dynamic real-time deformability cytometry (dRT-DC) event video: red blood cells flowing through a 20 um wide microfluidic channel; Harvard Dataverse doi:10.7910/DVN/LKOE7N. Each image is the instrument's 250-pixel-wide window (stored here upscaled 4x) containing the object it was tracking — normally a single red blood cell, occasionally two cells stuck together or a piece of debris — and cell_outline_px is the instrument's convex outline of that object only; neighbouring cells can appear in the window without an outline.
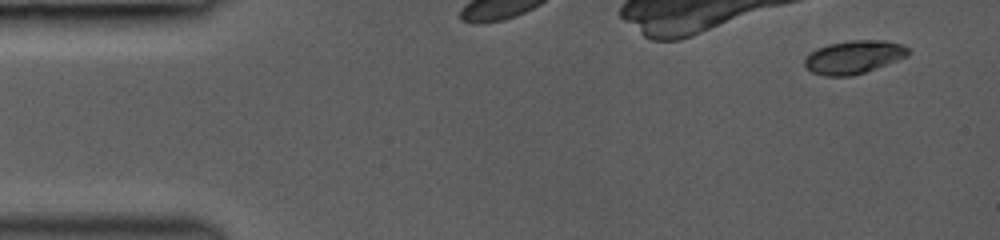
{"species": "common noctule bat (a hibernating species)", "species_latin": "Nyctalus noctula", "temperature_condition": "room temperature", "stored_images_in_passage": 16, "camera_frame_rate_fps": 3000, "um_per_image_px": 0.085, "animal": {"sex": "female", "body_mass_g": 19.0, "forearm_length_mm": 53.3}, "frame": {"image": 1, "passage_image": 1, "time_ms": 0.0, "image_size_px": [1000, 240], "cell_outline_px": [[912, 52], [908, 56], [864, 72], [852, 76], [824, 76], [812, 72], [804, 68], [804, 60], [816, 48], [828, 44], [852, 40], [884, 40], [904, 44]], "centroid_in_image_um": [72.58, 4.84], "position_along_channel_um": 12.4, "area_um2": 20.11}}
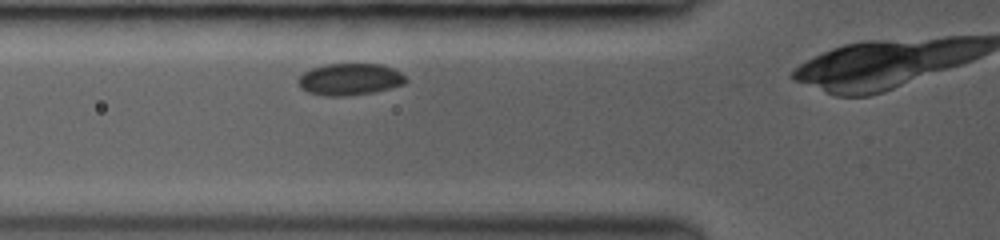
{"frame": {"image": 2, "passage_image": 10, "time_ms": 2.0, "image_size_px": [1000, 240], "cell_outline_px": [[408, 80], [404, 84], [376, 92], [348, 96], [324, 96], [308, 92], [300, 88], [296, 80], [304, 72], [312, 68], [328, 64], [380, 64], [392, 68], [400, 72]], "centroid_in_image_um": [29.72, 6.75], "position_along_channel_um": 96.1, "area_um2": 20.06}}
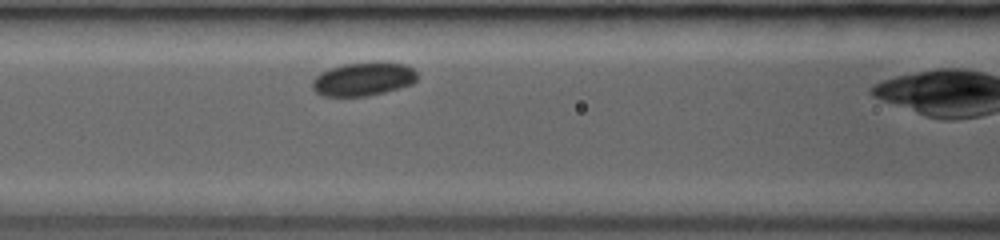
{"frame": {"image": 3, "passage_image": 15, "time_ms": 3.0, "image_size_px": [1000, 240], "cell_outline_px": [[416, 80], [412, 84], [384, 92], [368, 96], [324, 96], [316, 92], [312, 88], [312, 80], [320, 72], [344, 64], [376, 60], [404, 64], [412, 68], [416, 72]], "centroid_in_image_um": [30.88, 6.7], "position_along_channel_um": 135.7, "area_um2": 20.69}}